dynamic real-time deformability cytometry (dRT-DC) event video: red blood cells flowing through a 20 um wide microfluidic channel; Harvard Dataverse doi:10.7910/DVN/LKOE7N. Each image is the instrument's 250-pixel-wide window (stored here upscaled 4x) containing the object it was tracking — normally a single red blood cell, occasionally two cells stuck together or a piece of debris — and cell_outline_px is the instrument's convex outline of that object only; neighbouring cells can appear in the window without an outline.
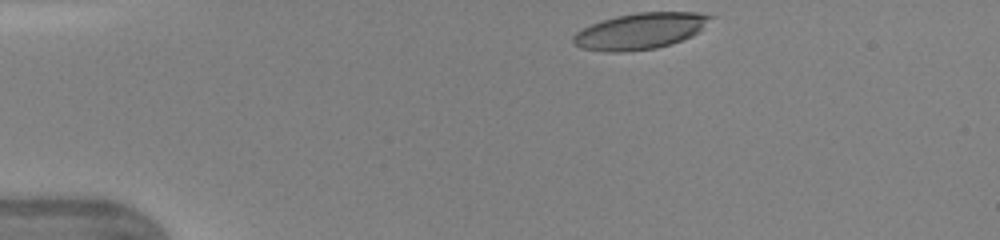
{"species": "human", "species_latin": "Homo sapiens", "temperature_condition": "warm", "stored_images_in_passage": 39, "camera_frame_rate_fps": 3000, "um_per_image_px": 0.085, "donor": {"sex": "female"}, "frame": {"image": 1, "passage_image": 1, "time_ms": 0.0, "image_size_px": [1000, 240], "cell_outline_px": [[716, 16], [700, 32], [692, 36], [656, 48], [624, 52], [608, 52], [580, 48], [572, 40], [572, 36], [576, 32], [592, 24], [616, 16], [636, 12], [700, 12]], "centroid_in_image_um": [54.47, 2.63], "position_along_channel_um": 30.5, "area_um2": 29.02}}
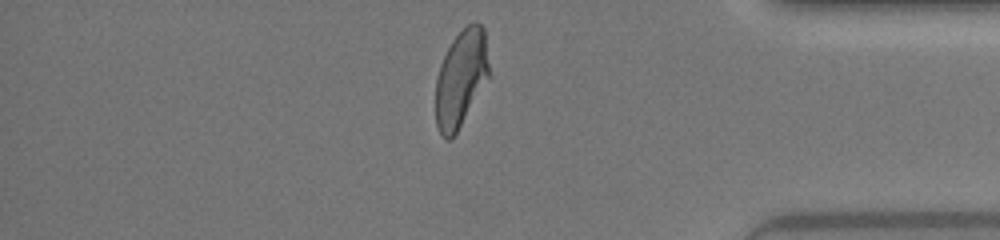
{"frame": {"image": 2, "passage_image": 32, "time_ms": 10.333, "image_size_px": [1000, 240], "cell_outline_px": [[492, 76], [452, 140], [444, 140], [436, 124], [436, 80], [440, 64], [452, 40], [472, 20], [476, 20], [484, 28]], "centroid_in_image_um": [39.23, 6.67], "position_along_channel_um": 396.0, "area_um2": 31.04}}
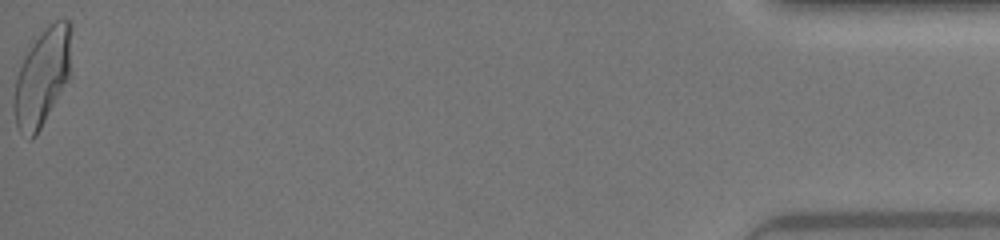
{"frame": {"image": 3, "passage_image": 39, "time_ms": 12.667, "image_size_px": [1000, 240], "cell_outline_px": [[72, 24], [68, 80], [36, 136], [32, 140], [28, 140], [20, 132], [16, 124], [12, 104], [16, 80], [24, 56], [32, 44], [56, 20], [68, 20]], "centroid_in_image_um": [3.58, 6.63], "position_along_channel_um": 431.6, "area_um2": 31.96}, "authors_computed_cell_mechanics": {"area_um2": 31.0964, "velocity_mm_per_s": 4.3808, "shape_relaxation_time_tau1_ms": 4.5634, "shape_relaxation_time_tau2_ms": 1.2834, "deformation_change_tau1": 0.2127, "deformation_change_tau2": 0.0888}}